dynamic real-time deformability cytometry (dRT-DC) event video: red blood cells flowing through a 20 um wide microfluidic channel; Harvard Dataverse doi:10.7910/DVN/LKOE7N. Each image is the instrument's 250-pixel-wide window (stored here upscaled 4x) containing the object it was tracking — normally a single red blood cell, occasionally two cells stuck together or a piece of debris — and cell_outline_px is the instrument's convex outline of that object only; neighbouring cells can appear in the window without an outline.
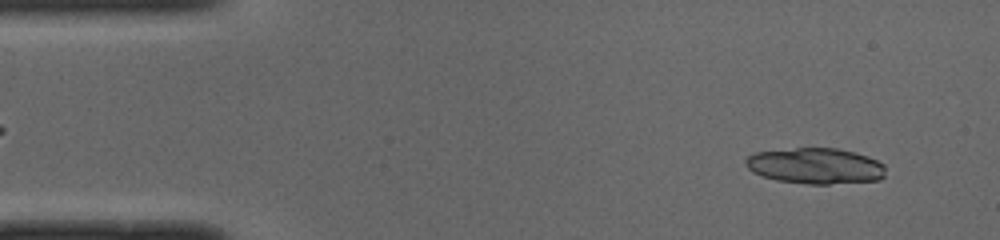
{"species": "common noctule bat (a hibernating species)", "species_latin": "Nyctalus noctula", "temperature_condition": "cold", "stored_images_in_passage": 9, "camera_frame_rate_fps": 3000, "um_per_image_px": 0.085, "animal": {"sex": "male", "body_mass_g": 19.0, "forearm_length_mm": 50.8}, "frame": {"image": 1, "passage_image": 3, "time_ms": 0.667, "image_size_px": [1000, 240], "cell_outline_px": [[884, 176], [880, 180], [828, 184], [808, 184], [776, 180], [752, 172], [744, 164], [744, 160], [752, 152], [796, 148], [836, 148], [868, 156], [884, 164]], "centroid_in_image_um": [69.28, 14.1], "position_along_channel_um": 15.7, "area_um2": 29.3}}